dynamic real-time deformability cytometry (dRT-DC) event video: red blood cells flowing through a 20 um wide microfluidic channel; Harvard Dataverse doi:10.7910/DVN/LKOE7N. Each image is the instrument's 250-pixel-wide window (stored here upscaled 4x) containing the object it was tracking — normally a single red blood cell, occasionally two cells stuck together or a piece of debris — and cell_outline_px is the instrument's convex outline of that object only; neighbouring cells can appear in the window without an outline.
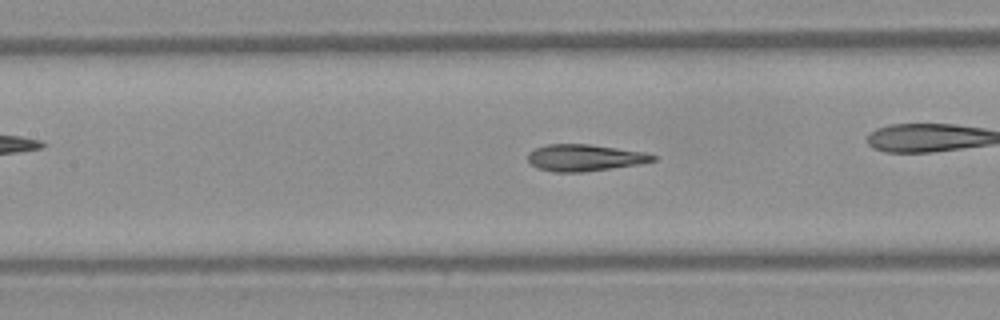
{"species": "Egyptian fruit bat (a non-hibernating species)", "species_latin": "Rousettus aegyptiacus", "temperature_condition": "warm", "stored_images_in_passage": 33, "camera_frame_rate_fps": 3000, "um_per_image_px": 0.085, "frame": {"image": 1, "passage_image": 6, "time_ms": 1.667, "image_size_px": [1000, 320], "cell_outline_px": [[656, 160], [640, 164], [584, 172], [552, 172], [536, 168], [528, 160], [528, 152], [536, 148], [548, 144], [588, 144], [644, 152], [656, 156]], "centroid_in_image_um": [49.67, 13.41], "position_along_channel_um": 157.7, "area_um2": 19.42}, "authors_computed_cell_mechanics": {"area_um2": 19.4786, "velocity_mm_per_s": 4.1968, "shape_relaxation_time_tau1_ms": 6.9525, "shape_relaxation_time_tau2_ms": 0.7866, "deformation_change_tau1": 0.217, "deformation_change_tau2": 0.0583}}